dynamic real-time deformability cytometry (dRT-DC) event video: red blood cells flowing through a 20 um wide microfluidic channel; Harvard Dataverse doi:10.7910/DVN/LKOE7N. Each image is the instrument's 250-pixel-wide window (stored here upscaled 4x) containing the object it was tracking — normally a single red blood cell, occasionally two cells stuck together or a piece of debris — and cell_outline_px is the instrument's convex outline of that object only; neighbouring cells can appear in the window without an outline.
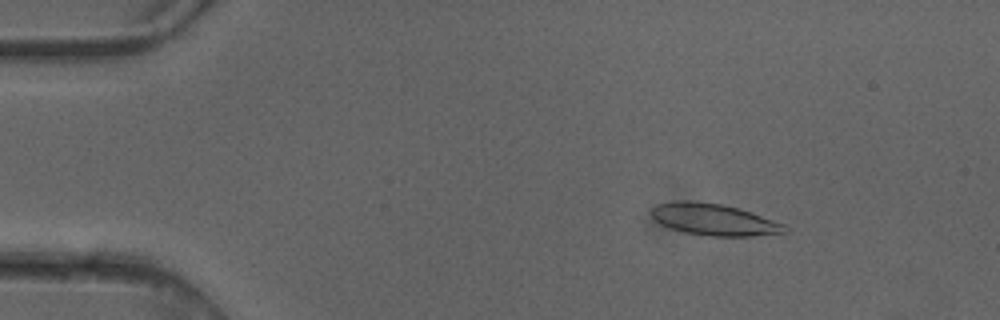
{"species": "common noctule bat (a hibernating species)", "species_latin": "Nyctalus noctula", "temperature_condition": "cold", "stored_images_in_passage": 4, "camera_frame_rate_fps": 3000, "um_per_image_px": 0.085, "animal": {"sex": "female"}, "frame": {"image": 1, "passage_image": 2, "time_ms": 0.333, "image_size_px": [1000, 320], "cell_outline_px": [[788, 232], [752, 236], [712, 236], [684, 232], [672, 228], [656, 220], [648, 212], [656, 204], [676, 200], [692, 200], [720, 204], [736, 208], [784, 224], [788, 228]], "centroid_in_image_um": [60.64, 18.65], "position_along_channel_um": 24.4, "area_um2": 24.28}}